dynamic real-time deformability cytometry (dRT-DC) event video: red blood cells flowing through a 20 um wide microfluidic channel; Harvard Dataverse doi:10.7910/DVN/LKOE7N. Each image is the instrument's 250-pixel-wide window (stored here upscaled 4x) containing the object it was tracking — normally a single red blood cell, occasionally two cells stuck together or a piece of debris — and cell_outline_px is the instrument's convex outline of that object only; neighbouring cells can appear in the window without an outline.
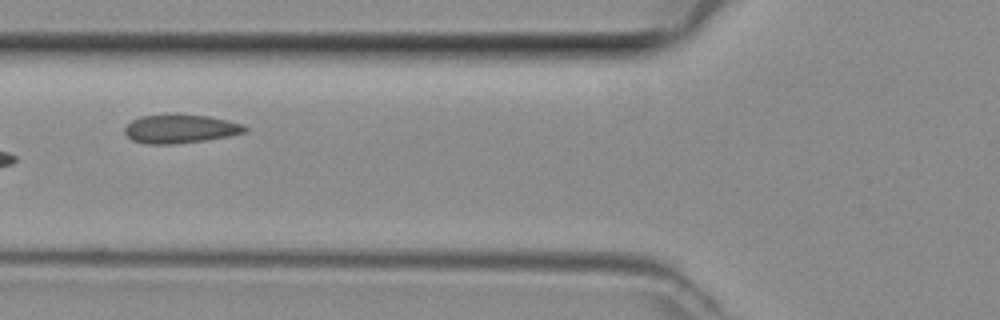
{"species": "common noctule bat (a hibernating species)", "species_latin": "Nyctalus noctula", "temperature_condition": "room temperature", "stored_images_in_passage": 2, "camera_frame_rate_fps": 3000, "um_per_image_px": 0.085, "animal": {"sex": "female", "body_mass_g": 29.2, "forearm_length_mm": 56.3}, "frame": {"image": 1, "passage_image": 2, "time_ms": 0.333, "image_size_px": [1000, 320], "cell_outline_px": [[248, 128], [244, 132], [228, 136], [204, 140], [172, 144], [144, 144], [132, 140], [124, 132], [124, 128], [132, 120], [140, 116], [168, 112], [176, 112], [208, 116], [244, 124]], "centroid_in_image_um": [15.28, 10.91], "position_along_channel_um": 110.5, "area_um2": 20.58}}